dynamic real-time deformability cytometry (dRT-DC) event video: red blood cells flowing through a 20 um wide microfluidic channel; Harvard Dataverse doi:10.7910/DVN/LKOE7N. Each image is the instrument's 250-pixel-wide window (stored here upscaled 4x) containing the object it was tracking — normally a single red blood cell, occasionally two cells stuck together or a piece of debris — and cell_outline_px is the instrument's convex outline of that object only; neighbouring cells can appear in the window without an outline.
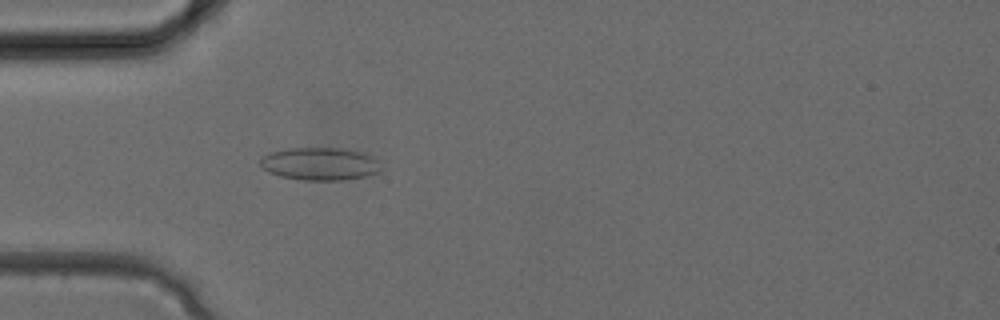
{"species": "common noctule bat (a hibernating species)", "species_latin": "Nyctalus noctula", "temperature_condition": "cold", "stored_images_in_passage": 32, "camera_frame_rate_fps": 3000, "um_per_image_px": 0.085, "animal": {"sex": "female", "body_mass_g": 24.6, "forearm_length_mm": 56.2}, "frame": {"image": 1, "passage_image": 9, "time_ms": 2.667, "image_size_px": [1000, 320], "cell_outline_px": [[380, 172], [364, 176], [344, 180], [304, 180], [280, 176], [268, 172], [260, 164], [260, 160], [268, 152], [284, 148], [352, 148], [364, 152], [372, 156], [376, 160]], "centroid_in_image_um": [27.18, 13.91], "position_along_channel_um": 57.8, "area_um2": 23.18}}
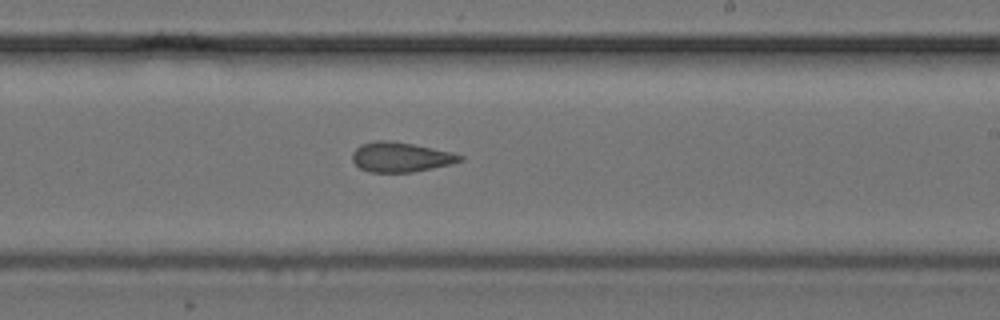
{"frame": {"image": 2, "passage_image": 19, "time_ms": 6.0, "image_size_px": [1000, 320], "cell_outline_px": [[464, 160], [452, 164], [412, 172], [368, 172], [360, 168], [352, 160], [352, 152], [360, 144], [376, 140], [392, 140], [452, 152], [464, 156]], "centroid_in_image_um": [34.05, 13.35], "position_along_channel_um": 254.9, "area_um2": 18.79}}
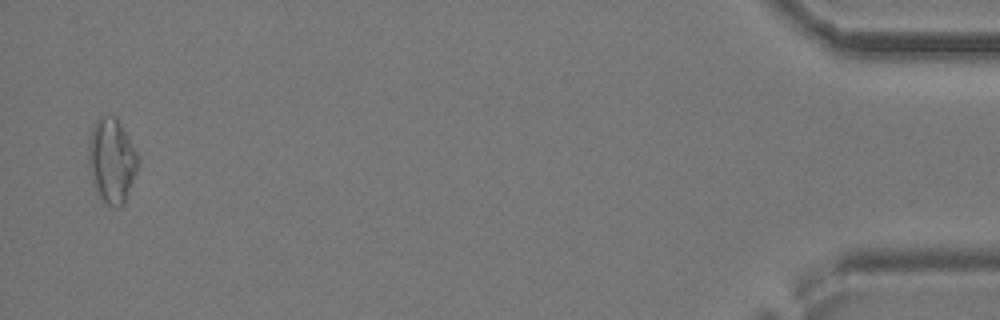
{"frame": {"image": 3, "passage_image": 32, "time_ms": 10.333, "image_size_px": [1000, 320], "cell_outline_px": [[140, 160], [136, 172], [124, 204], [116, 208], [108, 204], [100, 196], [92, 180], [88, 164], [88, 140], [92, 124], [100, 116], [116, 116], [140, 156]], "centroid_in_image_um": [9.5, 13.6], "position_along_channel_um": 425.7, "area_um2": 24.57}}